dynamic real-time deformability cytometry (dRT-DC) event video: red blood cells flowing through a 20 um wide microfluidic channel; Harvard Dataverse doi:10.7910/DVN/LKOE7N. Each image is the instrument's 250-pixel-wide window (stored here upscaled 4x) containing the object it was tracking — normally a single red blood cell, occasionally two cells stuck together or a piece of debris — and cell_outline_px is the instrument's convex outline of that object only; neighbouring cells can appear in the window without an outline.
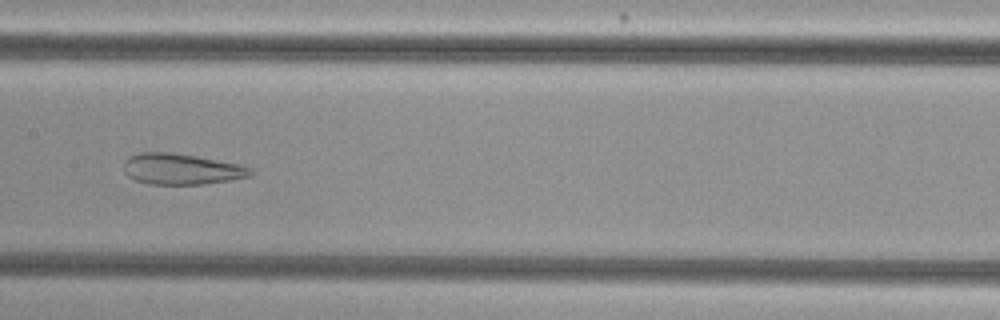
{"species": "common noctule bat (a hibernating species)", "species_latin": "Nyctalus noctula", "temperature_condition": "cold", "stored_images_in_passage": 38, "camera_frame_rate_fps": 3000, "um_per_image_px": 0.085, "animal": {"sex": "female", "body_mass_g": 29.2, "forearm_length_mm": 56.3}, "frame": {"image": 1, "passage_image": 12, "time_ms": 3.667, "image_size_px": [1000, 320], "cell_outline_px": [[252, 176], [204, 184], [148, 184], [136, 180], [128, 176], [124, 172], [124, 160], [128, 156], [140, 152], [172, 152], [196, 156], [240, 164], [252, 168]], "centroid_in_image_um": [15.4, 14.36], "position_along_channel_um": 192.0, "area_um2": 22.95}}
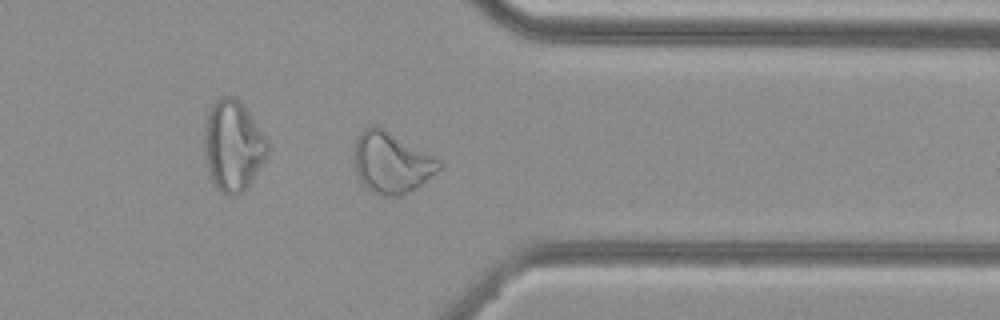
{"frame": {"image": 2, "passage_image": 27, "time_ms": 8.667, "image_size_px": [1000, 320], "cell_outline_px": [[444, 164], [440, 168], [416, 188], [400, 196], [384, 196], [368, 188], [360, 180], [356, 172], [356, 136], [364, 128], [376, 124], [384, 128], [440, 160]], "centroid_in_image_um": [33.28, 13.8], "position_along_channel_um": 378.1, "area_um2": 29.65}, "authors_computed_cell_mechanics": {"area_um2": 26.9059, "velocity_mm_per_s": 3.8087, "shape_relaxation_time_tau1_ms": null, "shape_relaxation_time_tau2_ms": 1.4071, "deformation_change_tau1": null, "deformation_change_tau2": 0.1037}}